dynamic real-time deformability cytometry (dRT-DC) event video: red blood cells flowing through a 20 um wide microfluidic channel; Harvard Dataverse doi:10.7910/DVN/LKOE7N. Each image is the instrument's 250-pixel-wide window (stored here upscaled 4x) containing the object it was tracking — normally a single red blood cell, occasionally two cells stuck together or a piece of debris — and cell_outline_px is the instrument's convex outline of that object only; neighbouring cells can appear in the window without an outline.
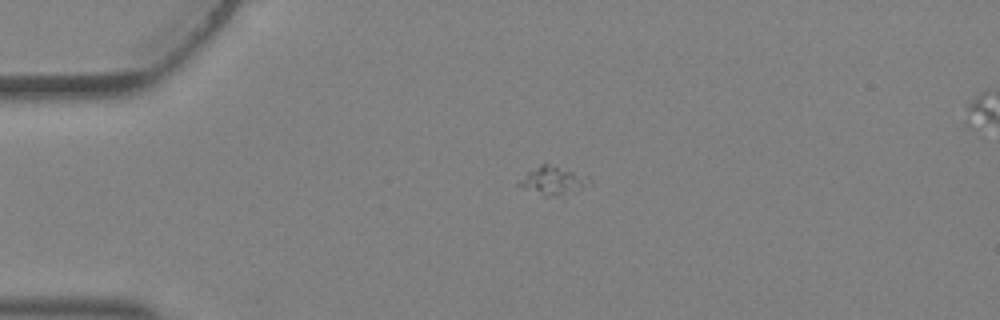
{"species": "Egyptian fruit bat (a non-hibernating species)", "species_latin": "Rousettus aegyptiacus", "temperature_condition": "warm", "stored_images_in_passage": 4, "camera_frame_rate_fps": 3000, "um_per_image_px": 0.085, "animal": {"sex": "female"}, "frame": {"image": 1, "passage_image": 2, "time_ms": 0.333, "image_size_px": [1000, 320], "cell_outline_px": [[592, 184], [552, 196], [544, 196], [516, 184], [528, 172], [540, 164], [548, 164], [588, 176], [592, 180]], "centroid_in_image_um": [47.01, 15.33], "position_along_channel_um": 38.0, "area_um2": 10.92}}
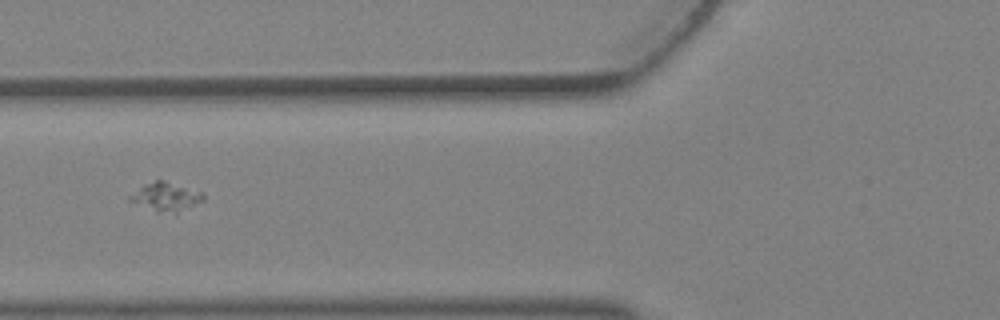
{"frame": {"image": 2, "passage_image": 4, "time_ms": 1.0, "image_size_px": [1000, 320], "cell_outline_px": [[204, 200], [176, 212], [156, 212], [128, 200], [128, 196], [144, 184], [156, 180], [164, 180], [200, 192], [204, 196]], "centroid_in_image_um": [14.04, 16.72], "position_along_channel_um": 111.8, "area_um2": 11.85}}